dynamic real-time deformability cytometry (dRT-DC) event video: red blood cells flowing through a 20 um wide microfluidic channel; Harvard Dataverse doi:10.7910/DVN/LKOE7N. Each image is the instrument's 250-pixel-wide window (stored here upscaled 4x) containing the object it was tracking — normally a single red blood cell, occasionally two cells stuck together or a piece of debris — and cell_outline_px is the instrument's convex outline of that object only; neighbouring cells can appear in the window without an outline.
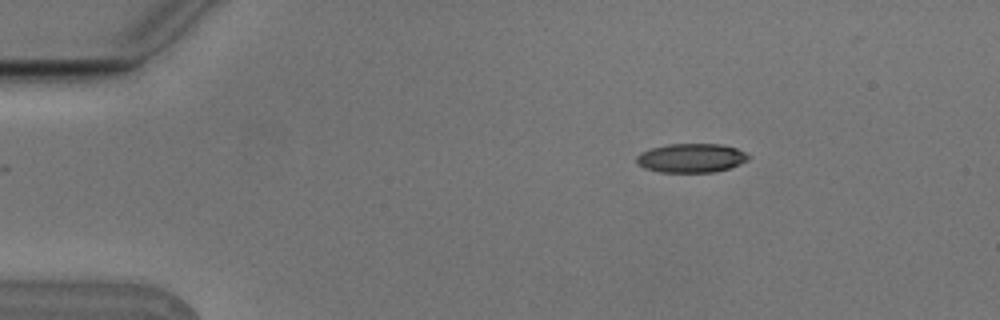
{"species": "Egyptian fruit bat (a non-hibernating species)", "species_latin": "Rousettus aegyptiacus", "temperature_condition": "cold", "stored_images_in_passage": 3, "camera_frame_rate_fps": 3000, "um_per_image_px": 0.085, "animal": {"sex": "male"}, "frame": {"image": 1, "passage_image": 1, "time_ms": 0.0, "image_size_px": [1000, 320], "cell_outline_px": [[748, 160], [740, 164], [728, 168], [712, 172], [660, 172], [644, 168], [636, 160], [636, 156], [640, 152], [652, 148], [668, 144], [720, 144], [736, 148], [744, 152], [748, 156]], "centroid_in_image_um": [58.74, 13.43], "position_along_channel_um": 26.3, "area_um2": 18.73}}